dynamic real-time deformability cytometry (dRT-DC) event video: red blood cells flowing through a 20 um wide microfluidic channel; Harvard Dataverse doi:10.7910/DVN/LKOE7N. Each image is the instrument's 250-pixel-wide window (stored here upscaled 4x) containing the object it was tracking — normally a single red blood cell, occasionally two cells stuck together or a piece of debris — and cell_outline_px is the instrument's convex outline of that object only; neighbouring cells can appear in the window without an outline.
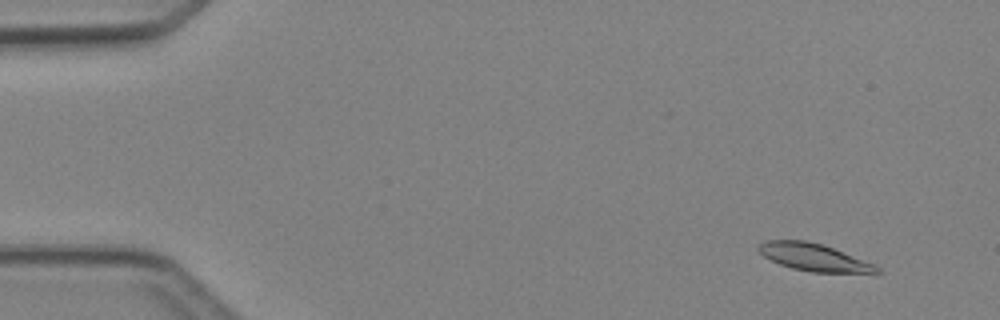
{"species": "Egyptian fruit bat (a non-hibernating species)", "species_latin": "Rousettus aegyptiacus", "temperature_condition": "cold", "stored_images_in_passage": 3, "camera_frame_rate_fps": 3000, "um_per_image_px": 0.085, "animal": {"sex": "female"}, "frame": {"image": 1, "passage_image": 1, "time_ms": 0.0, "image_size_px": [1000, 320], "cell_outline_px": [[880, 272], [876, 276], [812, 272], [792, 268], [780, 264], [764, 256], [756, 248], [764, 240], [804, 240], [820, 244], [832, 248], [872, 264], [880, 268]], "centroid_in_image_um": [69.27, 21.93], "position_along_channel_um": 15.7, "area_um2": 19.19}}